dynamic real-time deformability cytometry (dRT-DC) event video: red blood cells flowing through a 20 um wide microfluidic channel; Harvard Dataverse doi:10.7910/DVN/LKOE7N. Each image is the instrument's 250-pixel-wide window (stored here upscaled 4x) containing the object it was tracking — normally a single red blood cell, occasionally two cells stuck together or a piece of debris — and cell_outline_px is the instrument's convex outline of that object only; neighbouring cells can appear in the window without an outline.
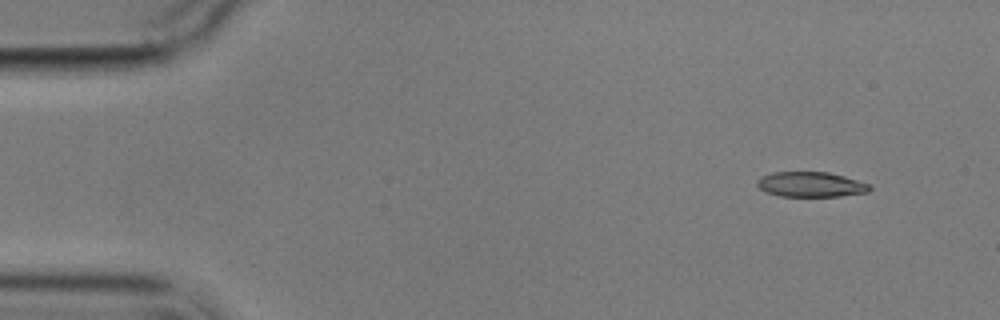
{"species": "common noctule bat (a hibernating species)", "species_latin": "Nyctalus noctula", "temperature_condition": "cold", "stored_images_in_passage": 5, "camera_frame_rate_fps": 3000, "um_per_image_px": 0.085, "animal": {"sex": "male", "body_mass_g": 17.9}, "frame": {"image": 1, "passage_image": 2, "time_ms": 1.0, "image_size_px": [1000, 320], "cell_outline_px": [[872, 188], [868, 192], [840, 196], [780, 196], [764, 192], [756, 184], [756, 180], [760, 176], [772, 172], [828, 172], [844, 176], [868, 184]], "centroid_in_image_um": [68.86, 15.67], "position_along_channel_um": 16.1, "area_um2": 16.47}}
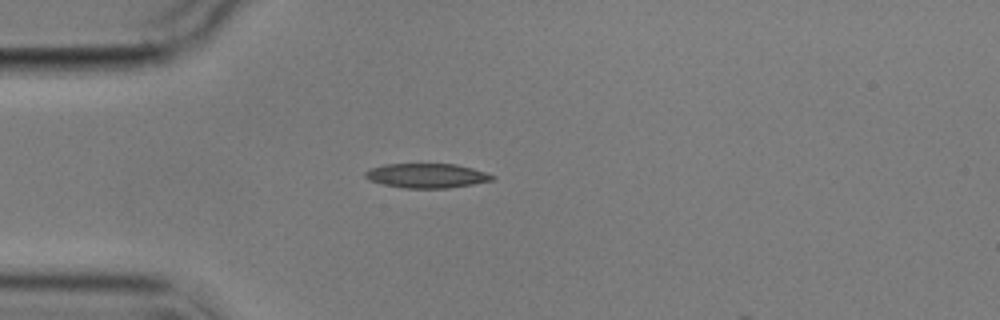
{"frame": {"image": 2, "passage_image": 4, "time_ms": 4.333, "image_size_px": [1000, 320], "cell_outline_px": [[496, 176], [492, 180], [472, 184], [448, 188], [404, 188], [384, 184], [368, 180], [364, 176], [364, 172], [372, 168], [384, 164], [456, 164], [472, 168]], "centroid_in_image_um": [36.25, 14.93], "position_along_channel_um": 48.8, "area_um2": 17.98}}